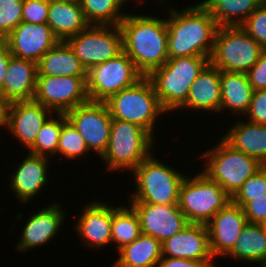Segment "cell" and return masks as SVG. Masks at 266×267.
I'll return each mask as SVG.
<instances>
[{"mask_svg": "<svg viewBox=\"0 0 266 267\" xmlns=\"http://www.w3.org/2000/svg\"><path fill=\"white\" fill-rule=\"evenodd\" d=\"M129 14L119 24L123 51L136 69L148 76L168 60V30L166 18L155 15Z\"/></svg>", "mask_w": 266, "mask_h": 267, "instance_id": "cell-1", "label": "cell"}, {"mask_svg": "<svg viewBox=\"0 0 266 267\" xmlns=\"http://www.w3.org/2000/svg\"><path fill=\"white\" fill-rule=\"evenodd\" d=\"M168 7V59L186 56H211L219 28L209 11L199 2L181 11Z\"/></svg>", "mask_w": 266, "mask_h": 267, "instance_id": "cell-2", "label": "cell"}, {"mask_svg": "<svg viewBox=\"0 0 266 267\" xmlns=\"http://www.w3.org/2000/svg\"><path fill=\"white\" fill-rule=\"evenodd\" d=\"M208 63L209 57H176L147 76L167 113L178 110L186 102L192 83Z\"/></svg>", "mask_w": 266, "mask_h": 267, "instance_id": "cell-3", "label": "cell"}, {"mask_svg": "<svg viewBox=\"0 0 266 267\" xmlns=\"http://www.w3.org/2000/svg\"><path fill=\"white\" fill-rule=\"evenodd\" d=\"M155 156L152 153L131 172L136 192L130 193L128 202L164 205L179 203L180 187L186 174L176 171Z\"/></svg>", "mask_w": 266, "mask_h": 267, "instance_id": "cell-4", "label": "cell"}, {"mask_svg": "<svg viewBox=\"0 0 266 267\" xmlns=\"http://www.w3.org/2000/svg\"><path fill=\"white\" fill-rule=\"evenodd\" d=\"M155 138L131 122L112 119L107 150L101 156L108 171L124 169L130 173L155 150Z\"/></svg>", "mask_w": 266, "mask_h": 267, "instance_id": "cell-5", "label": "cell"}, {"mask_svg": "<svg viewBox=\"0 0 266 267\" xmlns=\"http://www.w3.org/2000/svg\"><path fill=\"white\" fill-rule=\"evenodd\" d=\"M200 157L206 161L200 171L217 182L231 198L247 178L264 166L259 160L235 150L222 137Z\"/></svg>", "mask_w": 266, "mask_h": 267, "instance_id": "cell-6", "label": "cell"}, {"mask_svg": "<svg viewBox=\"0 0 266 267\" xmlns=\"http://www.w3.org/2000/svg\"><path fill=\"white\" fill-rule=\"evenodd\" d=\"M112 119L131 122L147 130L153 137L159 116L167 113L161 106L147 76L105 101Z\"/></svg>", "mask_w": 266, "mask_h": 267, "instance_id": "cell-7", "label": "cell"}, {"mask_svg": "<svg viewBox=\"0 0 266 267\" xmlns=\"http://www.w3.org/2000/svg\"><path fill=\"white\" fill-rule=\"evenodd\" d=\"M264 50L241 26H221L215 35L209 63L219 70L247 73Z\"/></svg>", "mask_w": 266, "mask_h": 267, "instance_id": "cell-8", "label": "cell"}, {"mask_svg": "<svg viewBox=\"0 0 266 267\" xmlns=\"http://www.w3.org/2000/svg\"><path fill=\"white\" fill-rule=\"evenodd\" d=\"M232 198L203 171L186 175L180 187L179 208L189 223L207 224Z\"/></svg>", "mask_w": 266, "mask_h": 267, "instance_id": "cell-9", "label": "cell"}, {"mask_svg": "<svg viewBox=\"0 0 266 267\" xmlns=\"http://www.w3.org/2000/svg\"><path fill=\"white\" fill-rule=\"evenodd\" d=\"M142 77L134 62L122 51L116 57L93 66L87 71L89 101L105 102L112 95L134 85Z\"/></svg>", "mask_w": 266, "mask_h": 267, "instance_id": "cell-10", "label": "cell"}, {"mask_svg": "<svg viewBox=\"0 0 266 267\" xmlns=\"http://www.w3.org/2000/svg\"><path fill=\"white\" fill-rule=\"evenodd\" d=\"M86 71L123 51L119 26L89 25L65 40Z\"/></svg>", "mask_w": 266, "mask_h": 267, "instance_id": "cell-11", "label": "cell"}, {"mask_svg": "<svg viewBox=\"0 0 266 267\" xmlns=\"http://www.w3.org/2000/svg\"><path fill=\"white\" fill-rule=\"evenodd\" d=\"M87 77L37 75L33 100L55 114H66L89 101Z\"/></svg>", "mask_w": 266, "mask_h": 267, "instance_id": "cell-12", "label": "cell"}, {"mask_svg": "<svg viewBox=\"0 0 266 267\" xmlns=\"http://www.w3.org/2000/svg\"><path fill=\"white\" fill-rule=\"evenodd\" d=\"M66 117L84 138L89 150L100 158L107 150L112 122L106 103L88 101L68 111Z\"/></svg>", "mask_w": 266, "mask_h": 267, "instance_id": "cell-13", "label": "cell"}, {"mask_svg": "<svg viewBox=\"0 0 266 267\" xmlns=\"http://www.w3.org/2000/svg\"><path fill=\"white\" fill-rule=\"evenodd\" d=\"M53 114L34 100L9 103L0 128L11 132L9 134L28 150L34 144L41 127Z\"/></svg>", "mask_w": 266, "mask_h": 267, "instance_id": "cell-14", "label": "cell"}, {"mask_svg": "<svg viewBox=\"0 0 266 267\" xmlns=\"http://www.w3.org/2000/svg\"><path fill=\"white\" fill-rule=\"evenodd\" d=\"M138 215L141 231L161 243L183 230L188 220L178 204H150L144 202H128Z\"/></svg>", "mask_w": 266, "mask_h": 267, "instance_id": "cell-15", "label": "cell"}, {"mask_svg": "<svg viewBox=\"0 0 266 267\" xmlns=\"http://www.w3.org/2000/svg\"><path fill=\"white\" fill-rule=\"evenodd\" d=\"M2 40L13 57L35 63L60 41L47 23L34 24L24 21Z\"/></svg>", "mask_w": 266, "mask_h": 267, "instance_id": "cell-16", "label": "cell"}, {"mask_svg": "<svg viewBox=\"0 0 266 267\" xmlns=\"http://www.w3.org/2000/svg\"><path fill=\"white\" fill-rule=\"evenodd\" d=\"M162 256L201 262L205 267L214 266L206 224L189 223L183 230L161 243Z\"/></svg>", "mask_w": 266, "mask_h": 267, "instance_id": "cell-17", "label": "cell"}, {"mask_svg": "<svg viewBox=\"0 0 266 267\" xmlns=\"http://www.w3.org/2000/svg\"><path fill=\"white\" fill-rule=\"evenodd\" d=\"M246 223L247 219L243 208L233 201H230L212 217L206 225L213 258L227 257Z\"/></svg>", "mask_w": 266, "mask_h": 267, "instance_id": "cell-18", "label": "cell"}, {"mask_svg": "<svg viewBox=\"0 0 266 267\" xmlns=\"http://www.w3.org/2000/svg\"><path fill=\"white\" fill-rule=\"evenodd\" d=\"M46 207L40 208L29 216L20 232L16 252L26 253V251H32L33 248L44 246L55 235L61 233L59 230L62 231L61 226L65 222L67 212L65 213L61 204L56 202Z\"/></svg>", "mask_w": 266, "mask_h": 267, "instance_id": "cell-19", "label": "cell"}, {"mask_svg": "<svg viewBox=\"0 0 266 267\" xmlns=\"http://www.w3.org/2000/svg\"><path fill=\"white\" fill-rule=\"evenodd\" d=\"M103 202L95 200L85 204L73 226L81 238V245L84 244L91 250L112 245V206Z\"/></svg>", "mask_w": 266, "mask_h": 267, "instance_id": "cell-20", "label": "cell"}, {"mask_svg": "<svg viewBox=\"0 0 266 267\" xmlns=\"http://www.w3.org/2000/svg\"><path fill=\"white\" fill-rule=\"evenodd\" d=\"M22 162H18L10 174L9 187L20 203H28L39 193L43 187L48 186V171L50 170V159L45 156L28 153Z\"/></svg>", "mask_w": 266, "mask_h": 267, "instance_id": "cell-21", "label": "cell"}, {"mask_svg": "<svg viewBox=\"0 0 266 267\" xmlns=\"http://www.w3.org/2000/svg\"><path fill=\"white\" fill-rule=\"evenodd\" d=\"M37 63L11 56L0 94L7 105L13 102L33 100L37 82Z\"/></svg>", "mask_w": 266, "mask_h": 267, "instance_id": "cell-22", "label": "cell"}, {"mask_svg": "<svg viewBox=\"0 0 266 267\" xmlns=\"http://www.w3.org/2000/svg\"><path fill=\"white\" fill-rule=\"evenodd\" d=\"M219 113L221 109L220 70L208 63L190 87L186 102L178 109Z\"/></svg>", "mask_w": 266, "mask_h": 267, "instance_id": "cell-23", "label": "cell"}, {"mask_svg": "<svg viewBox=\"0 0 266 267\" xmlns=\"http://www.w3.org/2000/svg\"><path fill=\"white\" fill-rule=\"evenodd\" d=\"M242 118L233 123L222 138L235 150L259 160L266 166V125Z\"/></svg>", "mask_w": 266, "mask_h": 267, "instance_id": "cell-24", "label": "cell"}, {"mask_svg": "<svg viewBox=\"0 0 266 267\" xmlns=\"http://www.w3.org/2000/svg\"><path fill=\"white\" fill-rule=\"evenodd\" d=\"M221 85V109L225 114L229 110L230 115L244 117L249 109L253 88L248 81L246 73L229 72L220 70Z\"/></svg>", "mask_w": 266, "mask_h": 267, "instance_id": "cell-25", "label": "cell"}, {"mask_svg": "<svg viewBox=\"0 0 266 267\" xmlns=\"http://www.w3.org/2000/svg\"><path fill=\"white\" fill-rule=\"evenodd\" d=\"M47 24L60 41L77 35L89 26L80 4L61 0H49Z\"/></svg>", "mask_w": 266, "mask_h": 267, "instance_id": "cell-26", "label": "cell"}, {"mask_svg": "<svg viewBox=\"0 0 266 267\" xmlns=\"http://www.w3.org/2000/svg\"><path fill=\"white\" fill-rule=\"evenodd\" d=\"M38 75L87 77V71L65 41H59L37 63Z\"/></svg>", "mask_w": 266, "mask_h": 267, "instance_id": "cell-27", "label": "cell"}, {"mask_svg": "<svg viewBox=\"0 0 266 267\" xmlns=\"http://www.w3.org/2000/svg\"><path fill=\"white\" fill-rule=\"evenodd\" d=\"M117 254L119 258L114 261L113 267H156L162 258L161 242L142 233L118 250Z\"/></svg>", "mask_w": 266, "mask_h": 267, "instance_id": "cell-28", "label": "cell"}, {"mask_svg": "<svg viewBox=\"0 0 266 267\" xmlns=\"http://www.w3.org/2000/svg\"><path fill=\"white\" fill-rule=\"evenodd\" d=\"M227 256L231 259L234 258L235 262L239 260L261 265L266 259L265 225L247 222L236 240L235 246Z\"/></svg>", "mask_w": 266, "mask_h": 267, "instance_id": "cell-29", "label": "cell"}, {"mask_svg": "<svg viewBox=\"0 0 266 267\" xmlns=\"http://www.w3.org/2000/svg\"><path fill=\"white\" fill-rule=\"evenodd\" d=\"M265 0H204L200 2L217 25L241 26Z\"/></svg>", "mask_w": 266, "mask_h": 267, "instance_id": "cell-30", "label": "cell"}, {"mask_svg": "<svg viewBox=\"0 0 266 267\" xmlns=\"http://www.w3.org/2000/svg\"><path fill=\"white\" fill-rule=\"evenodd\" d=\"M112 206L111 238L116 251L132 243L141 234V226L137 213L127 203ZM114 243V244H113Z\"/></svg>", "mask_w": 266, "mask_h": 267, "instance_id": "cell-31", "label": "cell"}, {"mask_svg": "<svg viewBox=\"0 0 266 267\" xmlns=\"http://www.w3.org/2000/svg\"><path fill=\"white\" fill-rule=\"evenodd\" d=\"M125 0H82L81 9L89 25L119 26L127 13Z\"/></svg>", "mask_w": 266, "mask_h": 267, "instance_id": "cell-32", "label": "cell"}, {"mask_svg": "<svg viewBox=\"0 0 266 267\" xmlns=\"http://www.w3.org/2000/svg\"><path fill=\"white\" fill-rule=\"evenodd\" d=\"M66 120V114L54 113V116L52 115L41 127L34 144L28 149V152L48 158L50 156L51 158L56 157L62 124Z\"/></svg>", "mask_w": 266, "mask_h": 267, "instance_id": "cell-33", "label": "cell"}, {"mask_svg": "<svg viewBox=\"0 0 266 267\" xmlns=\"http://www.w3.org/2000/svg\"><path fill=\"white\" fill-rule=\"evenodd\" d=\"M91 153L84 141V138L76 130L73 124L67 119L62 124V129L59 136V144L57 148V155L63 156L66 160H76L87 157Z\"/></svg>", "mask_w": 266, "mask_h": 267, "instance_id": "cell-34", "label": "cell"}, {"mask_svg": "<svg viewBox=\"0 0 266 267\" xmlns=\"http://www.w3.org/2000/svg\"><path fill=\"white\" fill-rule=\"evenodd\" d=\"M23 0H0V40L22 22Z\"/></svg>", "mask_w": 266, "mask_h": 267, "instance_id": "cell-35", "label": "cell"}, {"mask_svg": "<svg viewBox=\"0 0 266 267\" xmlns=\"http://www.w3.org/2000/svg\"><path fill=\"white\" fill-rule=\"evenodd\" d=\"M241 28L266 49V0L251 13Z\"/></svg>", "mask_w": 266, "mask_h": 267, "instance_id": "cell-36", "label": "cell"}, {"mask_svg": "<svg viewBox=\"0 0 266 267\" xmlns=\"http://www.w3.org/2000/svg\"><path fill=\"white\" fill-rule=\"evenodd\" d=\"M243 208L248 223L266 224V197H232Z\"/></svg>", "mask_w": 266, "mask_h": 267, "instance_id": "cell-37", "label": "cell"}, {"mask_svg": "<svg viewBox=\"0 0 266 267\" xmlns=\"http://www.w3.org/2000/svg\"><path fill=\"white\" fill-rule=\"evenodd\" d=\"M49 0H23L22 21L34 24H46Z\"/></svg>", "mask_w": 266, "mask_h": 267, "instance_id": "cell-38", "label": "cell"}, {"mask_svg": "<svg viewBox=\"0 0 266 267\" xmlns=\"http://www.w3.org/2000/svg\"><path fill=\"white\" fill-rule=\"evenodd\" d=\"M233 197H266V166L247 178Z\"/></svg>", "mask_w": 266, "mask_h": 267, "instance_id": "cell-39", "label": "cell"}, {"mask_svg": "<svg viewBox=\"0 0 266 267\" xmlns=\"http://www.w3.org/2000/svg\"><path fill=\"white\" fill-rule=\"evenodd\" d=\"M244 116L252 123L266 125V89L253 92L249 109Z\"/></svg>", "mask_w": 266, "mask_h": 267, "instance_id": "cell-40", "label": "cell"}, {"mask_svg": "<svg viewBox=\"0 0 266 267\" xmlns=\"http://www.w3.org/2000/svg\"><path fill=\"white\" fill-rule=\"evenodd\" d=\"M246 74L254 91L266 89V49Z\"/></svg>", "mask_w": 266, "mask_h": 267, "instance_id": "cell-41", "label": "cell"}, {"mask_svg": "<svg viewBox=\"0 0 266 267\" xmlns=\"http://www.w3.org/2000/svg\"><path fill=\"white\" fill-rule=\"evenodd\" d=\"M156 267H205V266L199 261L162 256Z\"/></svg>", "mask_w": 266, "mask_h": 267, "instance_id": "cell-42", "label": "cell"}, {"mask_svg": "<svg viewBox=\"0 0 266 267\" xmlns=\"http://www.w3.org/2000/svg\"><path fill=\"white\" fill-rule=\"evenodd\" d=\"M12 55L8 49L6 43L0 40V94L3 91V84L5 79V74L7 72V67L9 64V59Z\"/></svg>", "mask_w": 266, "mask_h": 267, "instance_id": "cell-43", "label": "cell"}, {"mask_svg": "<svg viewBox=\"0 0 266 267\" xmlns=\"http://www.w3.org/2000/svg\"><path fill=\"white\" fill-rule=\"evenodd\" d=\"M6 104L3 102L0 95V125L4 119Z\"/></svg>", "mask_w": 266, "mask_h": 267, "instance_id": "cell-44", "label": "cell"}, {"mask_svg": "<svg viewBox=\"0 0 266 267\" xmlns=\"http://www.w3.org/2000/svg\"><path fill=\"white\" fill-rule=\"evenodd\" d=\"M126 2H128L129 1V3L131 2L130 0H125ZM134 1H136V0H134ZM143 1H146V0H137V3L139 2L140 3V5H141V3L143 2ZM164 4L165 5V0L163 1V0H160V3L159 4Z\"/></svg>", "mask_w": 266, "mask_h": 267, "instance_id": "cell-45", "label": "cell"}, {"mask_svg": "<svg viewBox=\"0 0 266 267\" xmlns=\"http://www.w3.org/2000/svg\"><path fill=\"white\" fill-rule=\"evenodd\" d=\"M61 1L77 3V4H81V2H82V0H61Z\"/></svg>", "mask_w": 266, "mask_h": 267, "instance_id": "cell-46", "label": "cell"}, {"mask_svg": "<svg viewBox=\"0 0 266 267\" xmlns=\"http://www.w3.org/2000/svg\"><path fill=\"white\" fill-rule=\"evenodd\" d=\"M259 267H266V259L261 265H259Z\"/></svg>", "mask_w": 266, "mask_h": 267, "instance_id": "cell-47", "label": "cell"}]
</instances>
